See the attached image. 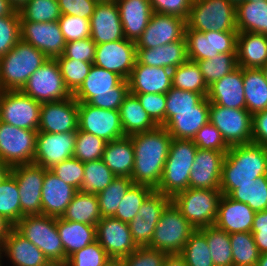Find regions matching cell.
I'll use <instances>...</instances> for the list:
<instances>
[{
	"mask_svg": "<svg viewBox=\"0 0 267 266\" xmlns=\"http://www.w3.org/2000/svg\"><path fill=\"white\" fill-rule=\"evenodd\" d=\"M134 147L133 184L146 185L156 190L163 171L172 136L163 126L131 135Z\"/></svg>",
	"mask_w": 267,
	"mask_h": 266,
	"instance_id": "6da1fadb",
	"label": "cell"
},
{
	"mask_svg": "<svg viewBox=\"0 0 267 266\" xmlns=\"http://www.w3.org/2000/svg\"><path fill=\"white\" fill-rule=\"evenodd\" d=\"M267 175V147L255 143L230 146L222 164L220 190L229 195L238 185Z\"/></svg>",
	"mask_w": 267,
	"mask_h": 266,
	"instance_id": "7a4b0ae2",
	"label": "cell"
},
{
	"mask_svg": "<svg viewBox=\"0 0 267 266\" xmlns=\"http://www.w3.org/2000/svg\"><path fill=\"white\" fill-rule=\"evenodd\" d=\"M128 81L119 74L92 65L80 88L73 94L78 102L106 110H118L129 93Z\"/></svg>",
	"mask_w": 267,
	"mask_h": 266,
	"instance_id": "3957f363",
	"label": "cell"
},
{
	"mask_svg": "<svg viewBox=\"0 0 267 266\" xmlns=\"http://www.w3.org/2000/svg\"><path fill=\"white\" fill-rule=\"evenodd\" d=\"M48 59L40 50L20 39L0 58V91L21 90L28 78Z\"/></svg>",
	"mask_w": 267,
	"mask_h": 266,
	"instance_id": "277c9868",
	"label": "cell"
},
{
	"mask_svg": "<svg viewBox=\"0 0 267 266\" xmlns=\"http://www.w3.org/2000/svg\"><path fill=\"white\" fill-rule=\"evenodd\" d=\"M198 147L193 140L173 138L169 147L162 179L156 191L171 199L189 188L191 168Z\"/></svg>",
	"mask_w": 267,
	"mask_h": 266,
	"instance_id": "5b68a950",
	"label": "cell"
},
{
	"mask_svg": "<svg viewBox=\"0 0 267 266\" xmlns=\"http://www.w3.org/2000/svg\"><path fill=\"white\" fill-rule=\"evenodd\" d=\"M14 228L37 246L54 266L66 263L65 250L57 229V218L47 215H26L14 225Z\"/></svg>",
	"mask_w": 267,
	"mask_h": 266,
	"instance_id": "8992f818",
	"label": "cell"
},
{
	"mask_svg": "<svg viewBox=\"0 0 267 266\" xmlns=\"http://www.w3.org/2000/svg\"><path fill=\"white\" fill-rule=\"evenodd\" d=\"M185 30L238 31L236 6L229 0H192Z\"/></svg>",
	"mask_w": 267,
	"mask_h": 266,
	"instance_id": "52a82bcc",
	"label": "cell"
},
{
	"mask_svg": "<svg viewBox=\"0 0 267 266\" xmlns=\"http://www.w3.org/2000/svg\"><path fill=\"white\" fill-rule=\"evenodd\" d=\"M222 195L220 189L188 188L171 201L195 229H201L215 224Z\"/></svg>",
	"mask_w": 267,
	"mask_h": 266,
	"instance_id": "ba28073f",
	"label": "cell"
},
{
	"mask_svg": "<svg viewBox=\"0 0 267 266\" xmlns=\"http://www.w3.org/2000/svg\"><path fill=\"white\" fill-rule=\"evenodd\" d=\"M195 230L171 201L163 210L151 242L147 246L167 254L181 253Z\"/></svg>",
	"mask_w": 267,
	"mask_h": 266,
	"instance_id": "9c48e42d",
	"label": "cell"
},
{
	"mask_svg": "<svg viewBox=\"0 0 267 266\" xmlns=\"http://www.w3.org/2000/svg\"><path fill=\"white\" fill-rule=\"evenodd\" d=\"M209 122L230 147L253 143V116L246 109H234L210 103Z\"/></svg>",
	"mask_w": 267,
	"mask_h": 266,
	"instance_id": "30bf717a",
	"label": "cell"
},
{
	"mask_svg": "<svg viewBox=\"0 0 267 266\" xmlns=\"http://www.w3.org/2000/svg\"><path fill=\"white\" fill-rule=\"evenodd\" d=\"M21 91L40 103L65 100L72 96L66 88L56 59H48L29 78Z\"/></svg>",
	"mask_w": 267,
	"mask_h": 266,
	"instance_id": "8fae6325",
	"label": "cell"
},
{
	"mask_svg": "<svg viewBox=\"0 0 267 266\" xmlns=\"http://www.w3.org/2000/svg\"><path fill=\"white\" fill-rule=\"evenodd\" d=\"M37 133L0 121V159L11 168L33 163Z\"/></svg>",
	"mask_w": 267,
	"mask_h": 266,
	"instance_id": "7c38bea8",
	"label": "cell"
},
{
	"mask_svg": "<svg viewBox=\"0 0 267 266\" xmlns=\"http://www.w3.org/2000/svg\"><path fill=\"white\" fill-rule=\"evenodd\" d=\"M41 104L21 90L0 91V121L38 131Z\"/></svg>",
	"mask_w": 267,
	"mask_h": 266,
	"instance_id": "4fadbf2b",
	"label": "cell"
},
{
	"mask_svg": "<svg viewBox=\"0 0 267 266\" xmlns=\"http://www.w3.org/2000/svg\"><path fill=\"white\" fill-rule=\"evenodd\" d=\"M238 31L185 30L188 60L211 59L220 53H237Z\"/></svg>",
	"mask_w": 267,
	"mask_h": 266,
	"instance_id": "5bb4252c",
	"label": "cell"
},
{
	"mask_svg": "<svg viewBox=\"0 0 267 266\" xmlns=\"http://www.w3.org/2000/svg\"><path fill=\"white\" fill-rule=\"evenodd\" d=\"M78 129L91 133L106 142L124 137L118 110L94 107L87 102H78Z\"/></svg>",
	"mask_w": 267,
	"mask_h": 266,
	"instance_id": "9a60e30c",
	"label": "cell"
},
{
	"mask_svg": "<svg viewBox=\"0 0 267 266\" xmlns=\"http://www.w3.org/2000/svg\"><path fill=\"white\" fill-rule=\"evenodd\" d=\"M46 170L34 163L11 168V174L19 186L20 206L24 216L42 215L41 195Z\"/></svg>",
	"mask_w": 267,
	"mask_h": 266,
	"instance_id": "2e32d148",
	"label": "cell"
},
{
	"mask_svg": "<svg viewBox=\"0 0 267 266\" xmlns=\"http://www.w3.org/2000/svg\"><path fill=\"white\" fill-rule=\"evenodd\" d=\"M137 60L136 42L121 39L96 45L93 64L128 79Z\"/></svg>",
	"mask_w": 267,
	"mask_h": 266,
	"instance_id": "e0dca14e",
	"label": "cell"
},
{
	"mask_svg": "<svg viewBox=\"0 0 267 266\" xmlns=\"http://www.w3.org/2000/svg\"><path fill=\"white\" fill-rule=\"evenodd\" d=\"M21 40L34 46L49 59H56L64 53L66 40L57 21H20Z\"/></svg>",
	"mask_w": 267,
	"mask_h": 266,
	"instance_id": "ac0fdd59",
	"label": "cell"
},
{
	"mask_svg": "<svg viewBox=\"0 0 267 266\" xmlns=\"http://www.w3.org/2000/svg\"><path fill=\"white\" fill-rule=\"evenodd\" d=\"M96 240L111 259H122L138 246L133 241L128 223L115 217H102L96 225Z\"/></svg>",
	"mask_w": 267,
	"mask_h": 266,
	"instance_id": "d6986e66",
	"label": "cell"
},
{
	"mask_svg": "<svg viewBox=\"0 0 267 266\" xmlns=\"http://www.w3.org/2000/svg\"><path fill=\"white\" fill-rule=\"evenodd\" d=\"M77 132H38L33 163L50 169L59 162L73 158Z\"/></svg>",
	"mask_w": 267,
	"mask_h": 266,
	"instance_id": "ffe728a7",
	"label": "cell"
},
{
	"mask_svg": "<svg viewBox=\"0 0 267 266\" xmlns=\"http://www.w3.org/2000/svg\"><path fill=\"white\" fill-rule=\"evenodd\" d=\"M185 29L186 20L153 12L148 26L136 42V48H156L167 43L185 40Z\"/></svg>",
	"mask_w": 267,
	"mask_h": 266,
	"instance_id": "44dd1931",
	"label": "cell"
},
{
	"mask_svg": "<svg viewBox=\"0 0 267 266\" xmlns=\"http://www.w3.org/2000/svg\"><path fill=\"white\" fill-rule=\"evenodd\" d=\"M78 122V101L72 95L65 100L41 104L38 132H77Z\"/></svg>",
	"mask_w": 267,
	"mask_h": 266,
	"instance_id": "7402d4cb",
	"label": "cell"
},
{
	"mask_svg": "<svg viewBox=\"0 0 267 266\" xmlns=\"http://www.w3.org/2000/svg\"><path fill=\"white\" fill-rule=\"evenodd\" d=\"M0 256L2 266H54L37 246L15 228L5 238Z\"/></svg>",
	"mask_w": 267,
	"mask_h": 266,
	"instance_id": "603a6c76",
	"label": "cell"
},
{
	"mask_svg": "<svg viewBox=\"0 0 267 266\" xmlns=\"http://www.w3.org/2000/svg\"><path fill=\"white\" fill-rule=\"evenodd\" d=\"M90 38L97 44L125 39L115 0H99L90 18Z\"/></svg>",
	"mask_w": 267,
	"mask_h": 266,
	"instance_id": "cb8c5ba5",
	"label": "cell"
},
{
	"mask_svg": "<svg viewBox=\"0 0 267 266\" xmlns=\"http://www.w3.org/2000/svg\"><path fill=\"white\" fill-rule=\"evenodd\" d=\"M227 151L198 148L189 178V188L220 189L222 164Z\"/></svg>",
	"mask_w": 267,
	"mask_h": 266,
	"instance_id": "d4e9b609",
	"label": "cell"
},
{
	"mask_svg": "<svg viewBox=\"0 0 267 266\" xmlns=\"http://www.w3.org/2000/svg\"><path fill=\"white\" fill-rule=\"evenodd\" d=\"M130 93H163L172 88V70L140 64L137 60L127 79Z\"/></svg>",
	"mask_w": 267,
	"mask_h": 266,
	"instance_id": "484cf974",
	"label": "cell"
},
{
	"mask_svg": "<svg viewBox=\"0 0 267 266\" xmlns=\"http://www.w3.org/2000/svg\"><path fill=\"white\" fill-rule=\"evenodd\" d=\"M77 192L75 187L63 182L47 169L41 195L42 215L62 217Z\"/></svg>",
	"mask_w": 267,
	"mask_h": 266,
	"instance_id": "4316f807",
	"label": "cell"
},
{
	"mask_svg": "<svg viewBox=\"0 0 267 266\" xmlns=\"http://www.w3.org/2000/svg\"><path fill=\"white\" fill-rule=\"evenodd\" d=\"M207 99L210 103L234 109H246L243 84V68L225 75L208 87Z\"/></svg>",
	"mask_w": 267,
	"mask_h": 266,
	"instance_id": "83f0119b",
	"label": "cell"
},
{
	"mask_svg": "<svg viewBox=\"0 0 267 266\" xmlns=\"http://www.w3.org/2000/svg\"><path fill=\"white\" fill-rule=\"evenodd\" d=\"M255 214L247 204L222 195L214 225L229 234L251 232Z\"/></svg>",
	"mask_w": 267,
	"mask_h": 266,
	"instance_id": "f1b7e54d",
	"label": "cell"
},
{
	"mask_svg": "<svg viewBox=\"0 0 267 266\" xmlns=\"http://www.w3.org/2000/svg\"><path fill=\"white\" fill-rule=\"evenodd\" d=\"M210 102L205 97L197 110L173 111V117L163 126L175 139L192 140L196 133L209 122Z\"/></svg>",
	"mask_w": 267,
	"mask_h": 266,
	"instance_id": "f546056e",
	"label": "cell"
},
{
	"mask_svg": "<svg viewBox=\"0 0 267 266\" xmlns=\"http://www.w3.org/2000/svg\"><path fill=\"white\" fill-rule=\"evenodd\" d=\"M127 40L137 42L153 13L149 0H115Z\"/></svg>",
	"mask_w": 267,
	"mask_h": 266,
	"instance_id": "4dcf8cb0",
	"label": "cell"
},
{
	"mask_svg": "<svg viewBox=\"0 0 267 266\" xmlns=\"http://www.w3.org/2000/svg\"><path fill=\"white\" fill-rule=\"evenodd\" d=\"M187 60L186 40H178L156 48L137 49V61L148 66L173 70Z\"/></svg>",
	"mask_w": 267,
	"mask_h": 266,
	"instance_id": "1f68e13d",
	"label": "cell"
},
{
	"mask_svg": "<svg viewBox=\"0 0 267 266\" xmlns=\"http://www.w3.org/2000/svg\"><path fill=\"white\" fill-rule=\"evenodd\" d=\"M237 63L241 68H262L267 64V35L238 32Z\"/></svg>",
	"mask_w": 267,
	"mask_h": 266,
	"instance_id": "d6a6232c",
	"label": "cell"
},
{
	"mask_svg": "<svg viewBox=\"0 0 267 266\" xmlns=\"http://www.w3.org/2000/svg\"><path fill=\"white\" fill-rule=\"evenodd\" d=\"M102 160L118 177H131L134 166V147L130 136L107 142Z\"/></svg>",
	"mask_w": 267,
	"mask_h": 266,
	"instance_id": "836d02e7",
	"label": "cell"
},
{
	"mask_svg": "<svg viewBox=\"0 0 267 266\" xmlns=\"http://www.w3.org/2000/svg\"><path fill=\"white\" fill-rule=\"evenodd\" d=\"M58 233L67 258L96 241V226L57 218Z\"/></svg>",
	"mask_w": 267,
	"mask_h": 266,
	"instance_id": "e575fe53",
	"label": "cell"
},
{
	"mask_svg": "<svg viewBox=\"0 0 267 266\" xmlns=\"http://www.w3.org/2000/svg\"><path fill=\"white\" fill-rule=\"evenodd\" d=\"M119 113L125 136L143 133L157 127L141 106L137 96L130 92L120 106Z\"/></svg>",
	"mask_w": 267,
	"mask_h": 266,
	"instance_id": "d590c367",
	"label": "cell"
},
{
	"mask_svg": "<svg viewBox=\"0 0 267 266\" xmlns=\"http://www.w3.org/2000/svg\"><path fill=\"white\" fill-rule=\"evenodd\" d=\"M246 110L253 116L267 110V81L261 68H243Z\"/></svg>",
	"mask_w": 267,
	"mask_h": 266,
	"instance_id": "8d00e7d4",
	"label": "cell"
},
{
	"mask_svg": "<svg viewBox=\"0 0 267 266\" xmlns=\"http://www.w3.org/2000/svg\"><path fill=\"white\" fill-rule=\"evenodd\" d=\"M238 32H254L267 35V0L242 2L236 6Z\"/></svg>",
	"mask_w": 267,
	"mask_h": 266,
	"instance_id": "74e56055",
	"label": "cell"
},
{
	"mask_svg": "<svg viewBox=\"0 0 267 266\" xmlns=\"http://www.w3.org/2000/svg\"><path fill=\"white\" fill-rule=\"evenodd\" d=\"M62 218L96 226L102 218L96 194L78 191L67 206Z\"/></svg>",
	"mask_w": 267,
	"mask_h": 266,
	"instance_id": "f35d334b",
	"label": "cell"
},
{
	"mask_svg": "<svg viewBox=\"0 0 267 266\" xmlns=\"http://www.w3.org/2000/svg\"><path fill=\"white\" fill-rule=\"evenodd\" d=\"M207 240L214 266H233L230 234L215 225L199 229Z\"/></svg>",
	"mask_w": 267,
	"mask_h": 266,
	"instance_id": "ab89813d",
	"label": "cell"
},
{
	"mask_svg": "<svg viewBox=\"0 0 267 266\" xmlns=\"http://www.w3.org/2000/svg\"><path fill=\"white\" fill-rule=\"evenodd\" d=\"M172 86L207 96L208 86L197 62L187 60L172 70Z\"/></svg>",
	"mask_w": 267,
	"mask_h": 266,
	"instance_id": "60d3db41",
	"label": "cell"
},
{
	"mask_svg": "<svg viewBox=\"0 0 267 266\" xmlns=\"http://www.w3.org/2000/svg\"><path fill=\"white\" fill-rule=\"evenodd\" d=\"M256 182L238 185L228 196L247 204L254 212L267 210V175L257 177Z\"/></svg>",
	"mask_w": 267,
	"mask_h": 266,
	"instance_id": "b9f144b4",
	"label": "cell"
},
{
	"mask_svg": "<svg viewBox=\"0 0 267 266\" xmlns=\"http://www.w3.org/2000/svg\"><path fill=\"white\" fill-rule=\"evenodd\" d=\"M116 176L101 159L84 163V178L80 192L97 194L104 190Z\"/></svg>",
	"mask_w": 267,
	"mask_h": 266,
	"instance_id": "7bdbcfd3",
	"label": "cell"
},
{
	"mask_svg": "<svg viewBox=\"0 0 267 266\" xmlns=\"http://www.w3.org/2000/svg\"><path fill=\"white\" fill-rule=\"evenodd\" d=\"M133 184L129 177L116 176L101 192L97 193L98 204L102 217H113L127 190Z\"/></svg>",
	"mask_w": 267,
	"mask_h": 266,
	"instance_id": "ee69618b",
	"label": "cell"
},
{
	"mask_svg": "<svg viewBox=\"0 0 267 266\" xmlns=\"http://www.w3.org/2000/svg\"><path fill=\"white\" fill-rule=\"evenodd\" d=\"M233 266H256L260 252L251 232L230 234Z\"/></svg>",
	"mask_w": 267,
	"mask_h": 266,
	"instance_id": "f6af8a7d",
	"label": "cell"
},
{
	"mask_svg": "<svg viewBox=\"0 0 267 266\" xmlns=\"http://www.w3.org/2000/svg\"><path fill=\"white\" fill-rule=\"evenodd\" d=\"M0 215L13 225L24 216L21 212L19 186L11 173L0 183Z\"/></svg>",
	"mask_w": 267,
	"mask_h": 266,
	"instance_id": "bcb514c9",
	"label": "cell"
},
{
	"mask_svg": "<svg viewBox=\"0 0 267 266\" xmlns=\"http://www.w3.org/2000/svg\"><path fill=\"white\" fill-rule=\"evenodd\" d=\"M197 64L209 87L238 67L237 53H220L214 58L199 60Z\"/></svg>",
	"mask_w": 267,
	"mask_h": 266,
	"instance_id": "7dc6e473",
	"label": "cell"
},
{
	"mask_svg": "<svg viewBox=\"0 0 267 266\" xmlns=\"http://www.w3.org/2000/svg\"><path fill=\"white\" fill-rule=\"evenodd\" d=\"M20 21L54 22L61 12L57 0H28L19 9Z\"/></svg>",
	"mask_w": 267,
	"mask_h": 266,
	"instance_id": "c3c4849f",
	"label": "cell"
},
{
	"mask_svg": "<svg viewBox=\"0 0 267 266\" xmlns=\"http://www.w3.org/2000/svg\"><path fill=\"white\" fill-rule=\"evenodd\" d=\"M180 254L187 266H214L206 236L199 229L190 235Z\"/></svg>",
	"mask_w": 267,
	"mask_h": 266,
	"instance_id": "681fc988",
	"label": "cell"
},
{
	"mask_svg": "<svg viewBox=\"0 0 267 266\" xmlns=\"http://www.w3.org/2000/svg\"><path fill=\"white\" fill-rule=\"evenodd\" d=\"M153 191L146 185L132 184L125 193L113 217L129 223L137 215L143 201Z\"/></svg>",
	"mask_w": 267,
	"mask_h": 266,
	"instance_id": "f907efd6",
	"label": "cell"
},
{
	"mask_svg": "<svg viewBox=\"0 0 267 266\" xmlns=\"http://www.w3.org/2000/svg\"><path fill=\"white\" fill-rule=\"evenodd\" d=\"M66 88L73 95L83 84L93 63L66 58L64 55L56 58Z\"/></svg>",
	"mask_w": 267,
	"mask_h": 266,
	"instance_id": "816d5d0a",
	"label": "cell"
},
{
	"mask_svg": "<svg viewBox=\"0 0 267 266\" xmlns=\"http://www.w3.org/2000/svg\"><path fill=\"white\" fill-rule=\"evenodd\" d=\"M106 143L103 139L78 129L73 157L83 163L101 159Z\"/></svg>",
	"mask_w": 267,
	"mask_h": 266,
	"instance_id": "f5cc1de1",
	"label": "cell"
},
{
	"mask_svg": "<svg viewBox=\"0 0 267 266\" xmlns=\"http://www.w3.org/2000/svg\"><path fill=\"white\" fill-rule=\"evenodd\" d=\"M205 95L173 87L166 93V123L173 117V111L197 110Z\"/></svg>",
	"mask_w": 267,
	"mask_h": 266,
	"instance_id": "db71d44e",
	"label": "cell"
},
{
	"mask_svg": "<svg viewBox=\"0 0 267 266\" xmlns=\"http://www.w3.org/2000/svg\"><path fill=\"white\" fill-rule=\"evenodd\" d=\"M111 260L105 249L94 241L79 251L71 254L64 265L66 266H103Z\"/></svg>",
	"mask_w": 267,
	"mask_h": 266,
	"instance_id": "11a10c76",
	"label": "cell"
},
{
	"mask_svg": "<svg viewBox=\"0 0 267 266\" xmlns=\"http://www.w3.org/2000/svg\"><path fill=\"white\" fill-rule=\"evenodd\" d=\"M20 39V15L18 10L12 15L0 17V58L12 50Z\"/></svg>",
	"mask_w": 267,
	"mask_h": 266,
	"instance_id": "9f6ffc18",
	"label": "cell"
},
{
	"mask_svg": "<svg viewBox=\"0 0 267 266\" xmlns=\"http://www.w3.org/2000/svg\"><path fill=\"white\" fill-rule=\"evenodd\" d=\"M49 170L63 182L75 187L78 191L80 190L84 178V163L79 159L73 157L64 160Z\"/></svg>",
	"mask_w": 267,
	"mask_h": 266,
	"instance_id": "6f0895ef",
	"label": "cell"
},
{
	"mask_svg": "<svg viewBox=\"0 0 267 266\" xmlns=\"http://www.w3.org/2000/svg\"><path fill=\"white\" fill-rule=\"evenodd\" d=\"M137 96L152 121L157 126L166 124V94L163 93H132Z\"/></svg>",
	"mask_w": 267,
	"mask_h": 266,
	"instance_id": "680465c9",
	"label": "cell"
},
{
	"mask_svg": "<svg viewBox=\"0 0 267 266\" xmlns=\"http://www.w3.org/2000/svg\"><path fill=\"white\" fill-rule=\"evenodd\" d=\"M57 22L66 42L90 37V19L61 14Z\"/></svg>",
	"mask_w": 267,
	"mask_h": 266,
	"instance_id": "91938a15",
	"label": "cell"
},
{
	"mask_svg": "<svg viewBox=\"0 0 267 266\" xmlns=\"http://www.w3.org/2000/svg\"><path fill=\"white\" fill-rule=\"evenodd\" d=\"M167 253L148 246H138L129 256L120 259L121 266H163Z\"/></svg>",
	"mask_w": 267,
	"mask_h": 266,
	"instance_id": "94428289",
	"label": "cell"
},
{
	"mask_svg": "<svg viewBox=\"0 0 267 266\" xmlns=\"http://www.w3.org/2000/svg\"><path fill=\"white\" fill-rule=\"evenodd\" d=\"M171 202V198L153 190L143 201L137 214L141 216L144 221L158 222L163 210Z\"/></svg>",
	"mask_w": 267,
	"mask_h": 266,
	"instance_id": "6125c7cd",
	"label": "cell"
},
{
	"mask_svg": "<svg viewBox=\"0 0 267 266\" xmlns=\"http://www.w3.org/2000/svg\"><path fill=\"white\" fill-rule=\"evenodd\" d=\"M200 149L228 151L229 146L225 143L221 133L210 122L206 123L192 139Z\"/></svg>",
	"mask_w": 267,
	"mask_h": 266,
	"instance_id": "be15d7a7",
	"label": "cell"
},
{
	"mask_svg": "<svg viewBox=\"0 0 267 266\" xmlns=\"http://www.w3.org/2000/svg\"><path fill=\"white\" fill-rule=\"evenodd\" d=\"M96 45L90 37L73 40L66 43L63 55L69 59L93 63Z\"/></svg>",
	"mask_w": 267,
	"mask_h": 266,
	"instance_id": "e7e4bbea",
	"label": "cell"
},
{
	"mask_svg": "<svg viewBox=\"0 0 267 266\" xmlns=\"http://www.w3.org/2000/svg\"><path fill=\"white\" fill-rule=\"evenodd\" d=\"M154 13L172 15L187 21L192 0H149Z\"/></svg>",
	"mask_w": 267,
	"mask_h": 266,
	"instance_id": "03108f58",
	"label": "cell"
},
{
	"mask_svg": "<svg viewBox=\"0 0 267 266\" xmlns=\"http://www.w3.org/2000/svg\"><path fill=\"white\" fill-rule=\"evenodd\" d=\"M157 223L144 221L139 214L128 223L132 239L137 246H147L151 242Z\"/></svg>",
	"mask_w": 267,
	"mask_h": 266,
	"instance_id": "003e7915",
	"label": "cell"
},
{
	"mask_svg": "<svg viewBox=\"0 0 267 266\" xmlns=\"http://www.w3.org/2000/svg\"><path fill=\"white\" fill-rule=\"evenodd\" d=\"M61 14L90 19L99 0H57Z\"/></svg>",
	"mask_w": 267,
	"mask_h": 266,
	"instance_id": "a7ac6f4b",
	"label": "cell"
},
{
	"mask_svg": "<svg viewBox=\"0 0 267 266\" xmlns=\"http://www.w3.org/2000/svg\"><path fill=\"white\" fill-rule=\"evenodd\" d=\"M251 233L260 254L267 253V210L256 212Z\"/></svg>",
	"mask_w": 267,
	"mask_h": 266,
	"instance_id": "89a4df30",
	"label": "cell"
},
{
	"mask_svg": "<svg viewBox=\"0 0 267 266\" xmlns=\"http://www.w3.org/2000/svg\"><path fill=\"white\" fill-rule=\"evenodd\" d=\"M253 143L267 147V110L253 115Z\"/></svg>",
	"mask_w": 267,
	"mask_h": 266,
	"instance_id": "2644e50d",
	"label": "cell"
},
{
	"mask_svg": "<svg viewBox=\"0 0 267 266\" xmlns=\"http://www.w3.org/2000/svg\"><path fill=\"white\" fill-rule=\"evenodd\" d=\"M14 225L4 216L0 215V248L3 245L5 238L9 235Z\"/></svg>",
	"mask_w": 267,
	"mask_h": 266,
	"instance_id": "8c879c8a",
	"label": "cell"
},
{
	"mask_svg": "<svg viewBox=\"0 0 267 266\" xmlns=\"http://www.w3.org/2000/svg\"><path fill=\"white\" fill-rule=\"evenodd\" d=\"M163 266H187L180 253L167 254Z\"/></svg>",
	"mask_w": 267,
	"mask_h": 266,
	"instance_id": "753ad0ef",
	"label": "cell"
},
{
	"mask_svg": "<svg viewBox=\"0 0 267 266\" xmlns=\"http://www.w3.org/2000/svg\"><path fill=\"white\" fill-rule=\"evenodd\" d=\"M16 11L9 0H0V17L12 15Z\"/></svg>",
	"mask_w": 267,
	"mask_h": 266,
	"instance_id": "34e18365",
	"label": "cell"
},
{
	"mask_svg": "<svg viewBox=\"0 0 267 266\" xmlns=\"http://www.w3.org/2000/svg\"><path fill=\"white\" fill-rule=\"evenodd\" d=\"M11 173V167L0 159V183L5 180Z\"/></svg>",
	"mask_w": 267,
	"mask_h": 266,
	"instance_id": "11e5206c",
	"label": "cell"
},
{
	"mask_svg": "<svg viewBox=\"0 0 267 266\" xmlns=\"http://www.w3.org/2000/svg\"><path fill=\"white\" fill-rule=\"evenodd\" d=\"M256 266H267V253L260 254V258Z\"/></svg>",
	"mask_w": 267,
	"mask_h": 266,
	"instance_id": "2a66077c",
	"label": "cell"
},
{
	"mask_svg": "<svg viewBox=\"0 0 267 266\" xmlns=\"http://www.w3.org/2000/svg\"><path fill=\"white\" fill-rule=\"evenodd\" d=\"M28 0H9V2L18 10L23 4H25Z\"/></svg>",
	"mask_w": 267,
	"mask_h": 266,
	"instance_id": "b9fcfbb0",
	"label": "cell"
},
{
	"mask_svg": "<svg viewBox=\"0 0 267 266\" xmlns=\"http://www.w3.org/2000/svg\"><path fill=\"white\" fill-rule=\"evenodd\" d=\"M103 266H121V264H120V260H118V259H111L109 262H107Z\"/></svg>",
	"mask_w": 267,
	"mask_h": 266,
	"instance_id": "09005b40",
	"label": "cell"
},
{
	"mask_svg": "<svg viewBox=\"0 0 267 266\" xmlns=\"http://www.w3.org/2000/svg\"><path fill=\"white\" fill-rule=\"evenodd\" d=\"M233 5L237 6L238 4L244 2V0H229Z\"/></svg>",
	"mask_w": 267,
	"mask_h": 266,
	"instance_id": "979ff035",
	"label": "cell"
},
{
	"mask_svg": "<svg viewBox=\"0 0 267 266\" xmlns=\"http://www.w3.org/2000/svg\"><path fill=\"white\" fill-rule=\"evenodd\" d=\"M261 69L263 70L266 81H267V64L265 66H263Z\"/></svg>",
	"mask_w": 267,
	"mask_h": 266,
	"instance_id": "deb4b68c",
	"label": "cell"
},
{
	"mask_svg": "<svg viewBox=\"0 0 267 266\" xmlns=\"http://www.w3.org/2000/svg\"><path fill=\"white\" fill-rule=\"evenodd\" d=\"M259 1H265V0H244V2H259Z\"/></svg>",
	"mask_w": 267,
	"mask_h": 266,
	"instance_id": "67dfc351",
	"label": "cell"
}]
</instances>
